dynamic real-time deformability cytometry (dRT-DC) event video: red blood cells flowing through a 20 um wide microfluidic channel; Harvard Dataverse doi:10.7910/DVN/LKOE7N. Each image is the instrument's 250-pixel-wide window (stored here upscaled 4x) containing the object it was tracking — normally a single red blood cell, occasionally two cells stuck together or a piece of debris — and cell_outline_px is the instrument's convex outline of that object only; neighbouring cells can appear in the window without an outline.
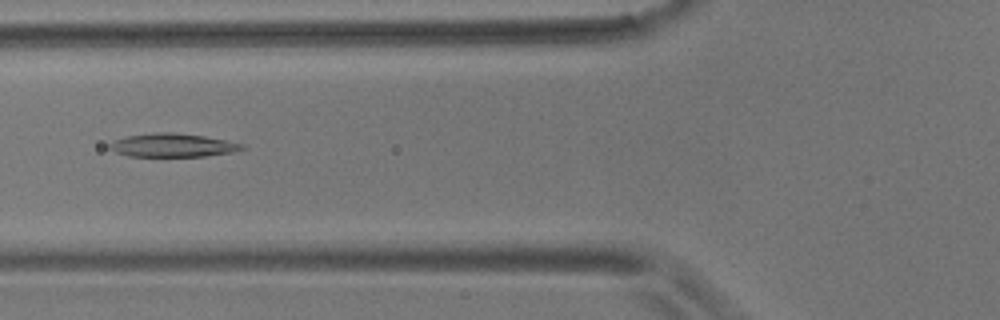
{"species": "common noctule bat (a hibernating species)", "species_latin": "Nyctalus noctula", "temperature_condition": "room temperature", "stored_images_in_passage": 8, "camera_frame_rate_fps": 3000, "um_per_image_px": 0.085, "animal": {"sex": "male", "body_mass_g": 17.9}, "frame": {"image": 1, "passage_image": 6, "time_ms": 5.667, "image_size_px": [1000, 320], "cell_outline_px": [[248, 148], [232, 152], [204, 156], [128, 156], [116, 152], [108, 148], [108, 144], [112, 140], [124, 136], [160, 132], [172, 132], [204, 136], [244, 144]], "centroid_in_image_um": [14.64, 12.34], "position_along_channel_um": 111.2, "area_um2": 18.15}}
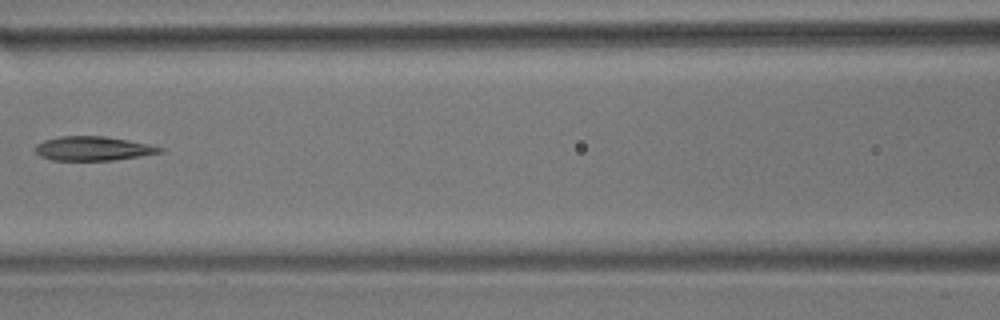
{"frame": {"image": 2, "passage_image": 7, "time_ms": 7.0, "image_size_px": [1000, 320], "cell_outline_px": [[164, 148], [160, 152], [140, 156], [112, 160], [52, 160], [40, 156], [36, 152], [36, 144], [44, 140], [60, 136], [104, 136], [148, 144]], "centroid_in_image_um": [7.86, 12.62], "position_along_channel_um": 158.7, "area_um2": 17.28}}
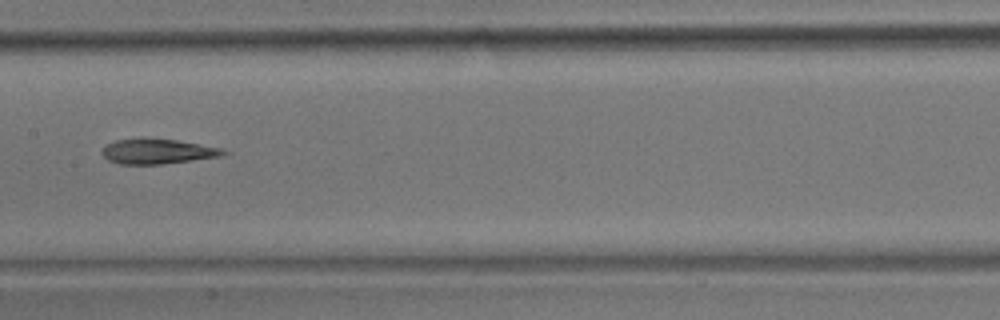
{"frame": {"image": 3, "passage_image": 8, "time_ms": 8.0, "image_size_px": [1000, 320], "cell_outline_px": [[232, 152], [220, 156], [192, 160], [160, 164], [120, 164], [108, 160], [100, 152], [108, 144], [116, 140], [140, 136], [144, 136], [176, 140], [224, 148]], "centroid_in_image_um": [13.4, 12.84], "position_along_channel_um": 194.0, "area_um2": 18.09}}